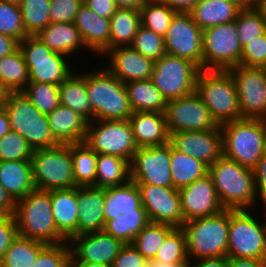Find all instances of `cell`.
Listing matches in <instances>:
<instances>
[{
  "label": "cell",
  "instance_id": "1",
  "mask_svg": "<svg viewBox=\"0 0 266 267\" xmlns=\"http://www.w3.org/2000/svg\"><path fill=\"white\" fill-rule=\"evenodd\" d=\"M18 235L45 244L68 242L57 230L51 207V191L34 189L15 202Z\"/></svg>",
  "mask_w": 266,
  "mask_h": 267
},
{
  "label": "cell",
  "instance_id": "2",
  "mask_svg": "<svg viewBox=\"0 0 266 267\" xmlns=\"http://www.w3.org/2000/svg\"><path fill=\"white\" fill-rule=\"evenodd\" d=\"M208 175L224 209H250L256 204L253 169L222 156L208 167Z\"/></svg>",
  "mask_w": 266,
  "mask_h": 267
},
{
  "label": "cell",
  "instance_id": "3",
  "mask_svg": "<svg viewBox=\"0 0 266 267\" xmlns=\"http://www.w3.org/2000/svg\"><path fill=\"white\" fill-rule=\"evenodd\" d=\"M223 156L254 169L266 152V120L242 118L220 126Z\"/></svg>",
  "mask_w": 266,
  "mask_h": 267
},
{
  "label": "cell",
  "instance_id": "4",
  "mask_svg": "<svg viewBox=\"0 0 266 267\" xmlns=\"http://www.w3.org/2000/svg\"><path fill=\"white\" fill-rule=\"evenodd\" d=\"M195 92L219 126L242 119L238 93L229 71L201 70L197 76Z\"/></svg>",
  "mask_w": 266,
  "mask_h": 267
},
{
  "label": "cell",
  "instance_id": "5",
  "mask_svg": "<svg viewBox=\"0 0 266 267\" xmlns=\"http://www.w3.org/2000/svg\"><path fill=\"white\" fill-rule=\"evenodd\" d=\"M88 98L94 120H128L133 114L124 82L106 68L85 73Z\"/></svg>",
  "mask_w": 266,
  "mask_h": 267
},
{
  "label": "cell",
  "instance_id": "6",
  "mask_svg": "<svg viewBox=\"0 0 266 267\" xmlns=\"http://www.w3.org/2000/svg\"><path fill=\"white\" fill-rule=\"evenodd\" d=\"M181 228L186 236L190 261H193V258L196 260L227 256L229 209L212 216L187 221Z\"/></svg>",
  "mask_w": 266,
  "mask_h": 267
},
{
  "label": "cell",
  "instance_id": "7",
  "mask_svg": "<svg viewBox=\"0 0 266 267\" xmlns=\"http://www.w3.org/2000/svg\"><path fill=\"white\" fill-rule=\"evenodd\" d=\"M4 108L10 129L24 137L33 150L60 144L51 132L47 114L41 113L23 92H9Z\"/></svg>",
  "mask_w": 266,
  "mask_h": 267
},
{
  "label": "cell",
  "instance_id": "8",
  "mask_svg": "<svg viewBox=\"0 0 266 267\" xmlns=\"http://www.w3.org/2000/svg\"><path fill=\"white\" fill-rule=\"evenodd\" d=\"M31 165L36 189L52 191L78 187L73 174L71 144L34 150Z\"/></svg>",
  "mask_w": 266,
  "mask_h": 267
},
{
  "label": "cell",
  "instance_id": "9",
  "mask_svg": "<svg viewBox=\"0 0 266 267\" xmlns=\"http://www.w3.org/2000/svg\"><path fill=\"white\" fill-rule=\"evenodd\" d=\"M248 210L229 209L227 257L265 260L266 223L258 222Z\"/></svg>",
  "mask_w": 266,
  "mask_h": 267
},
{
  "label": "cell",
  "instance_id": "10",
  "mask_svg": "<svg viewBox=\"0 0 266 267\" xmlns=\"http://www.w3.org/2000/svg\"><path fill=\"white\" fill-rule=\"evenodd\" d=\"M241 52L235 21L203 30L202 70L228 71L239 65Z\"/></svg>",
  "mask_w": 266,
  "mask_h": 267
},
{
  "label": "cell",
  "instance_id": "11",
  "mask_svg": "<svg viewBox=\"0 0 266 267\" xmlns=\"http://www.w3.org/2000/svg\"><path fill=\"white\" fill-rule=\"evenodd\" d=\"M97 154L114 155L131 162L138 150L128 120H93L83 141Z\"/></svg>",
  "mask_w": 266,
  "mask_h": 267
},
{
  "label": "cell",
  "instance_id": "12",
  "mask_svg": "<svg viewBox=\"0 0 266 267\" xmlns=\"http://www.w3.org/2000/svg\"><path fill=\"white\" fill-rule=\"evenodd\" d=\"M18 47L28 68L29 82L60 85L72 73L67 56L53 52L35 35L25 37Z\"/></svg>",
  "mask_w": 266,
  "mask_h": 267
},
{
  "label": "cell",
  "instance_id": "13",
  "mask_svg": "<svg viewBox=\"0 0 266 267\" xmlns=\"http://www.w3.org/2000/svg\"><path fill=\"white\" fill-rule=\"evenodd\" d=\"M201 69L193 62L165 54L154 62L152 81L166 101L195 92Z\"/></svg>",
  "mask_w": 266,
  "mask_h": 267
},
{
  "label": "cell",
  "instance_id": "14",
  "mask_svg": "<svg viewBox=\"0 0 266 267\" xmlns=\"http://www.w3.org/2000/svg\"><path fill=\"white\" fill-rule=\"evenodd\" d=\"M228 71L235 82L242 118L266 120L265 68L237 65Z\"/></svg>",
  "mask_w": 266,
  "mask_h": 267
},
{
  "label": "cell",
  "instance_id": "15",
  "mask_svg": "<svg viewBox=\"0 0 266 267\" xmlns=\"http://www.w3.org/2000/svg\"><path fill=\"white\" fill-rule=\"evenodd\" d=\"M164 115L170 134L179 131L212 130L220 127L196 92L167 101Z\"/></svg>",
  "mask_w": 266,
  "mask_h": 267
},
{
  "label": "cell",
  "instance_id": "16",
  "mask_svg": "<svg viewBox=\"0 0 266 267\" xmlns=\"http://www.w3.org/2000/svg\"><path fill=\"white\" fill-rule=\"evenodd\" d=\"M202 35L190 13H177L163 37L165 52L187 59L202 70Z\"/></svg>",
  "mask_w": 266,
  "mask_h": 267
},
{
  "label": "cell",
  "instance_id": "17",
  "mask_svg": "<svg viewBox=\"0 0 266 267\" xmlns=\"http://www.w3.org/2000/svg\"><path fill=\"white\" fill-rule=\"evenodd\" d=\"M171 145L141 147L130 162V179L136 184L173 187L170 174Z\"/></svg>",
  "mask_w": 266,
  "mask_h": 267
},
{
  "label": "cell",
  "instance_id": "18",
  "mask_svg": "<svg viewBox=\"0 0 266 267\" xmlns=\"http://www.w3.org/2000/svg\"><path fill=\"white\" fill-rule=\"evenodd\" d=\"M141 191V203L150 222L181 228L184 218L179 190L151 184H137Z\"/></svg>",
  "mask_w": 266,
  "mask_h": 267
},
{
  "label": "cell",
  "instance_id": "19",
  "mask_svg": "<svg viewBox=\"0 0 266 267\" xmlns=\"http://www.w3.org/2000/svg\"><path fill=\"white\" fill-rule=\"evenodd\" d=\"M68 244L75 264L99 263L111 267L124 243L104 231L76 235Z\"/></svg>",
  "mask_w": 266,
  "mask_h": 267
},
{
  "label": "cell",
  "instance_id": "20",
  "mask_svg": "<svg viewBox=\"0 0 266 267\" xmlns=\"http://www.w3.org/2000/svg\"><path fill=\"white\" fill-rule=\"evenodd\" d=\"M169 144L210 167L223 156L221 128L204 131H179L170 134Z\"/></svg>",
  "mask_w": 266,
  "mask_h": 267
},
{
  "label": "cell",
  "instance_id": "21",
  "mask_svg": "<svg viewBox=\"0 0 266 267\" xmlns=\"http://www.w3.org/2000/svg\"><path fill=\"white\" fill-rule=\"evenodd\" d=\"M184 223L220 213L222 207L214 183L207 174L204 178L179 189Z\"/></svg>",
  "mask_w": 266,
  "mask_h": 267
},
{
  "label": "cell",
  "instance_id": "22",
  "mask_svg": "<svg viewBox=\"0 0 266 267\" xmlns=\"http://www.w3.org/2000/svg\"><path fill=\"white\" fill-rule=\"evenodd\" d=\"M110 65L106 69L124 83L152 79L154 61L130 46L109 49Z\"/></svg>",
  "mask_w": 266,
  "mask_h": 267
},
{
  "label": "cell",
  "instance_id": "23",
  "mask_svg": "<svg viewBox=\"0 0 266 267\" xmlns=\"http://www.w3.org/2000/svg\"><path fill=\"white\" fill-rule=\"evenodd\" d=\"M105 188L77 187L78 226L77 235L103 231Z\"/></svg>",
  "mask_w": 266,
  "mask_h": 267
},
{
  "label": "cell",
  "instance_id": "24",
  "mask_svg": "<svg viewBox=\"0 0 266 267\" xmlns=\"http://www.w3.org/2000/svg\"><path fill=\"white\" fill-rule=\"evenodd\" d=\"M74 24L80 31L86 49L100 55L110 49V19L98 16L83 3Z\"/></svg>",
  "mask_w": 266,
  "mask_h": 267
},
{
  "label": "cell",
  "instance_id": "25",
  "mask_svg": "<svg viewBox=\"0 0 266 267\" xmlns=\"http://www.w3.org/2000/svg\"><path fill=\"white\" fill-rule=\"evenodd\" d=\"M128 121L138 148L163 146L169 143L170 133L164 113L133 112Z\"/></svg>",
  "mask_w": 266,
  "mask_h": 267
},
{
  "label": "cell",
  "instance_id": "26",
  "mask_svg": "<svg viewBox=\"0 0 266 267\" xmlns=\"http://www.w3.org/2000/svg\"><path fill=\"white\" fill-rule=\"evenodd\" d=\"M47 117L51 132L60 144L84 141L88 122L72 109L60 104Z\"/></svg>",
  "mask_w": 266,
  "mask_h": 267
},
{
  "label": "cell",
  "instance_id": "27",
  "mask_svg": "<svg viewBox=\"0 0 266 267\" xmlns=\"http://www.w3.org/2000/svg\"><path fill=\"white\" fill-rule=\"evenodd\" d=\"M51 207L58 232L69 241L77 235L79 218L77 187L52 190Z\"/></svg>",
  "mask_w": 266,
  "mask_h": 267
},
{
  "label": "cell",
  "instance_id": "28",
  "mask_svg": "<svg viewBox=\"0 0 266 267\" xmlns=\"http://www.w3.org/2000/svg\"><path fill=\"white\" fill-rule=\"evenodd\" d=\"M103 213L105 222L111 215L146 213L138 185L130 180L121 186L105 188Z\"/></svg>",
  "mask_w": 266,
  "mask_h": 267
},
{
  "label": "cell",
  "instance_id": "29",
  "mask_svg": "<svg viewBox=\"0 0 266 267\" xmlns=\"http://www.w3.org/2000/svg\"><path fill=\"white\" fill-rule=\"evenodd\" d=\"M0 184L15 202L32 192L31 160L0 161Z\"/></svg>",
  "mask_w": 266,
  "mask_h": 267
},
{
  "label": "cell",
  "instance_id": "30",
  "mask_svg": "<svg viewBox=\"0 0 266 267\" xmlns=\"http://www.w3.org/2000/svg\"><path fill=\"white\" fill-rule=\"evenodd\" d=\"M35 36L53 52L65 56L75 54L82 46L86 47L74 23H50Z\"/></svg>",
  "mask_w": 266,
  "mask_h": 267
},
{
  "label": "cell",
  "instance_id": "31",
  "mask_svg": "<svg viewBox=\"0 0 266 267\" xmlns=\"http://www.w3.org/2000/svg\"><path fill=\"white\" fill-rule=\"evenodd\" d=\"M242 9L231 0H201L190 14L202 29L234 22Z\"/></svg>",
  "mask_w": 266,
  "mask_h": 267
},
{
  "label": "cell",
  "instance_id": "32",
  "mask_svg": "<svg viewBox=\"0 0 266 267\" xmlns=\"http://www.w3.org/2000/svg\"><path fill=\"white\" fill-rule=\"evenodd\" d=\"M60 104L81 115L88 123L94 120V111L88 98L85 73L73 72L59 85Z\"/></svg>",
  "mask_w": 266,
  "mask_h": 267
},
{
  "label": "cell",
  "instance_id": "33",
  "mask_svg": "<svg viewBox=\"0 0 266 267\" xmlns=\"http://www.w3.org/2000/svg\"><path fill=\"white\" fill-rule=\"evenodd\" d=\"M124 84L133 112L164 113L167 101L151 79L135 80Z\"/></svg>",
  "mask_w": 266,
  "mask_h": 267
},
{
  "label": "cell",
  "instance_id": "34",
  "mask_svg": "<svg viewBox=\"0 0 266 267\" xmlns=\"http://www.w3.org/2000/svg\"><path fill=\"white\" fill-rule=\"evenodd\" d=\"M170 174L173 187L181 189L208 174V166L171 146Z\"/></svg>",
  "mask_w": 266,
  "mask_h": 267
},
{
  "label": "cell",
  "instance_id": "35",
  "mask_svg": "<svg viewBox=\"0 0 266 267\" xmlns=\"http://www.w3.org/2000/svg\"><path fill=\"white\" fill-rule=\"evenodd\" d=\"M130 180L128 160L114 155L97 154L95 187L121 186Z\"/></svg>",
  "mask_w": 266,
  "mask_h": 267
},
{
  "label": "cell",
  "instance_id": "36",
  "mask_svg": "<svg viewBox=\"0 0 266 267\" xmlns=\"http://www.w3.org/2000/svg\"><path fill=\"white\" fill-rule=\"evenodd\" d=\"M140 25V10L118 8L110 18V49L130 46Z\"/></svg>",
  "mask_w": 266,
  "mask_h": 267
},
{
  "label": "cell",
  "instance_id": "37",
  "mask_svg": "<svg viewBox=\"0 0 266 267\" xmlns=\"http://www.w3.org/2000/svg\"><path fill=\"white\" fill-rule=\"evenodd\" d=\"M0 82L9 92H22L29 83L28 68L19 47L0 59Z\"/></svg>",
  "mask_w": 266,
  "mask_h": 267
},
{
  "label": "cell",
  "instance_id": "38",
  "mask_svg": "<svg viewBox=\"0 0 266 267\" xmlns=\"http://www.w3.org/2000/svg\"><path fill=\"white\" fill-rule=\"evenodd\" d=\"M73 174L77 186H94L97 153L84 142L71 144Z\"/></svg>",
  "mask_w": 266,
  "mask_h": 267
},
{
  "label": "cell",
  "instance_id": "39",
  "mask_svg": "<svg viewBox=\"0 0 266 267\" xmlns=\"http://www.w3.org/2000/svg\"><path fill=\"white\" fill-rule=\"evenodd\" d=\"M47 244L17 236L0 262V267H32L39 252Z\"/></svg>",
  "mask_w": 266,
  "mask_h": 267
},
{
  "label": "cell",
  "instance_id": "40",
  "mask_svg": "<svg viewBox=\"0 0 266 267\" xmlns=\"http://www.w3.org/2000/svg\"><path fill=\"white\" fill-rule=\"evenodd\" d=\"M146 213L111 215L103 231L124 244L132 243L136 235L149 223Z\"/></svg>",
  "mask_w": 266,
  "mask_h": 267
},
{
  "label": "cell",
  "instance_id": "41",
  "mask_svg": "<svg viewBox=\"0 0 266 267\" xmlns=\"http://www.w3.org/2000/svg\"><path fill=\"white\" fill-rule=\"evenodd\" d=\"M174 227L166 224L149 222L132 242L133 246L147 261L155 259L160 246Z\"/></svg>",
  "mask_w": 266,
  "mask_h": 267
},
{
  "label": "cell",
  "instance_id": "42",
  "mask_svg": "<svg viewBox=\"0 0 266 267\" xmlns=\"http://www.w3.org/2000/svg\"><path fill=\"white\" fill-rule=\"evenodd\" d=\"M176 14L177 12L170 9L161 0H149L140 9V22L143 27L164 37Z\"/></svg>",
  "mask_w": 266,
  "mask_h": 267
},
{
  "label": "cell",
  "instance_id": "43",
  "mask_svg": "<svg viewBox=\"0 0 266 267\" xmlns=\"http://www.w3.org/2000/svg\"><path fill=\"white\" fill-rule=\"evenodd\" d=\"M18 6L28 35H36L50 24V0H21Z\"/></svg>",
  "mask_w": 266,
  "mask_h": 267
},
{
  "label": "cell",
  "instance_id": "44",
  "mask_svg": "<svg viewBox=\"0 0 266 267\" xmlns=\"http://www.w3.org/2000/svg\"><path fill=\"white\" fill-rule=\"evenodd\" d=\"M152 261L169 262L185 267L189 262L186 236L182 228H174L165 238Z\"/></svg>",
  "mask_w": 266,
  "mask_h": 267
},
{
  "label": "cell",
  "instance_id": "45",
  "mask_svg": "<svg viewBox=\"0 0 266 267\" xmlns=\"http://www.w3.org/2000/svg\"><path fill=\"white\" fill-rule=\"evenodd\" d=\"M22 92L41 113L49 114L60 105L59 85L29 82Z\"/></svg>",
  "mask_w": 266,
  "mask_h": 267
},
{
  "label": "cell",
  "instance_id": "46",
  "mask_svg": "<svg viewBox=\"0 0 266 267\" xmlns=\"http://www.w3.org/2000/svg\"><path fill=\"white\" fill-rule=\"evenodd\" d=\"M235 23L242 48L266 32V19L256 9H242Z\"/></svg>",
  "mask_w": 266,
  "mask_h": 267
},
{
  "label": "cell",
  "instance_id": "47",
  "mask_svg": "<svg viewBox=\"0 0 266 267\" xmlns=\"http://www.w3.org/2000/svg\"><path fill=\"white\" fill-rule=\"evenodd\" d=\"M130 47L154 62L166 54L164 38L142 25L138 27Z\"/></svg>",
  "mask_w": 266,
  "mask_h": 267
},
{
  "label": "cell",
  "instance_id": "48",
  "mask_svg": "<svg viewBox=\"0 0 266 267\" xmlns=\"http://www.w3.org/2000/svg\"><path fill=\"white\" fill-rule=\"evenodd\" d=\"M0 33L18 43L28 36L18 5L0 1Z\"/></svg>",
  "mask_w": 266,
  "mask_h": 267
},
{
  "label": "cell",
  "instance_id": "49",
  "mask_svg": "<svg viewBox=\"0 0 266 267\" xmlns=\"http://www.w3.org/2000/svg\"><path fill=\"white\" fill-rule=\"evenodd\" d=\"M33 151L16 131L10 130L0 138V161L31 160Z\"/></svg>",
  "mask_w": 266,
  "mask_h": 267
},
{
  "label": "cell",
  "instance_id": "50",
  "mask_svg": "<svg viewBox=\"0 0 266 267\" xmlns=\"http://www.w3.org/2000/svg\"><path fill=\"white\" fill-rule=\"evenodd\" d=\"M71 252L68 242L47 244L38 254L32 267H70Z\"/></svg>",
  "mask_w": 266,
  "mask_h": 267
},
{
  "label": "cell",
  "instance_id": "51",
  "mask_svg": "<svg viewBox=\"0 0 266 267\" xmlns=\"http://www.w3.org/2000/svg\"><path fill=\"white\" fill-rule=\"evenodd\" d=\"M239 65L266 68V32L242 48Z\"/></svg>",
  "mask_w": 266,
  "mask_h": 267
},
{
  "label": "cell",
  "instance_id": "52",
  "mask_svg": "<svg viewBox=\"0 0 266 267\" xmlns=\"http://www.w3.org/2000/svg\"><path fill=\"white\" fill-rule=\"evenodd\" d=\"M84 0H50V23H74Z\"/></svg>",
  "mask_w": 266,
  "mask_h": 267
},
{
  "label": "cell",
  "instance_id": "53",
  "mask_svg": "<svg viewBox=\"0 0 266 267\" xmlns=\"http://www.w3.org/2000/svg\"><path fill=\"white\" fill-rule=\"evenodd\" d=\"M147 263L133 244L127 243L121 247L111 267H147Z\"/></svg>",
  "mask_w": 266,
  "mask_h": 267
},
{
  "label": "cell",
  "instance_id": "54",
  "mask_svg": "<svg viewBox=\"0 0 266 267\" xmlns=\"http://www.w3.org/2000/svg\"><path fill=\"white\" fill-rule=\"evenodd\" d=\"M17 236V225L14 216H0V262Z\"/></svg>",
  "mask_w": 266,
  "mask_h": 267
},
{
  "label": "cell",
  "instance_id": "55",
  "mask_svg": "<svg viewBox=\"0 0 266 267\" xmlns=\"http://www.w3.org/2000/svg\"><path fill=\"white\" fill-rule=\"evenodd\" d=\"M253 170L257 197L261 198V202L266 207V152Z\"/></svg>",
  "mask_w": 266,
  "mask_h": 267
},
{
  "label": "cell",
  "instance_id": "56",
  "mask_svg": "<svg viewBox=\"0 0 266 267\" xmlns=\"http://www.w3.org/2000/svg\"><path fill=\"white\" fill-rule=\"evenodd\" d=\"M84 4L98 16L110 19L118 9L113 0H84Z\"/></svg>",
  "mask_w": 266,
  "mask_h": 267
},
{
  "label": "cell",
  "instance_id": "57",
  "mask_svg": "<svg viewBox=\"0 0 266 267\" xmlns=\"http://www.w3.org/2000/svg\"><path fill=\"white\" fill-rule=\"evenodd\" d=\"M196 260L197 262H194V263L189 260V262L187 263L185 267H228L227 256L200 258Z\"/></svg>",
  "mask_w": 266,
  "mask_h": 267
},
{
  "label": "cell",
  "instance_id": "58",
  "mask_svg": "<svg viewBox=\"0 0 266 267\" xmlns=\"http://www.w3.org/2000/svg\"><path fill=\"white\" fill-rule=\"evenodd\" d=\"M15 211V201L0 184V216H12Z\"/></svg>",
  "mask_w": 266,
  "mask_h": 267
},
{
  "label": "cell",
  "instance_id": "59",
  "mask_svg": "<svg viewBox=\"0 0 266 267\" xmlns=\"http://www.w3.org/2000/svg\"><path fill=\"white\" fill-rule=\"evenodd\" d=\"M170 9L177 13H190L193 7L201 0H161Z\"/></svg>",
  "mask_w": 266,
  "mask_h": 267
},
{
  "label": "cell",
  "instance_id": "60",
  "mask_svg": "<svg viewBox=\"0 0 266 267\" xmlns=\"http://www.w3.org/2000/svg\"><path fill=\"white\" fill-rule=\"evenodd\" d=\"M228 267H266V259L228 257Z\"/></svg>",
  "mask_w": 266,
  "mask_h": 267
},
{
  "label": "cell",
  "instance_id": "61",
  "mask_svg": "<svg viewBox=\"0 0 266 267\" xmlns=\"http://www.w3.org/2000/svg\"><path fill=\"white\" fill-rule=\"evenodd\" d=\"M18 48V42L13 38L0 33V59L14 52Z\"/></svg>",
  "mask_w": 266,
  "mask_h": 267
},
{
  "label": "cell",
  "instance_id": "62",
  "mask_svg": "<svg viewBox=\"0 0 266 267\" xmlns=\"http://www.w3.org/2000/svg\"><path fill=\"white\" fill-rule=\"evenodd\" d=\"M118 8H133L140 10L149 0H113Z\"/></svg>",
  "mask_w": 266,
  "mask_h": 267
},
{
  "label": "cell",
  "instance_id": "63",
  "mask_svg": "<svg viewBox=\"0 0 266 267\" xmlns=\"http://www.w3.org/2000/svg\"><path fill=\"white\" fill-rule=\"evenodd\" d=\"M10 123L5 108H0V138L10 131Z\"/></svg>",
  "mask_w": 266,
  "mask_h": 267
},
{
  "label": "cell",
  "instance_id": "64",
  "mask_svg": "<svg viewBox=\"0 0 266 267\" xmlns=\"http://www.w3.org/2000/svg\"><path fill=\"white\" fill-rule=\"evenodd\" d=\"M241 9H255L260 0H231Z\"/></svg>",
  "mask_w": 266,
  "mask_h": 267
},
{
  "label": "cell",
  "instance_id": "65",
  "mask_svg": "<svg viewBox=\"0 0 266 267\" xmlns=\"http://www.w3.org/2000/svg\"><path fill=\"white\" fill-rule=\"evenodd\" d=\"M147 267H181L179 264L160 262V261H148Z\"/></svg>",
  "mask_w": 266,
  "mask_h": 267
},
{
  "label": "cell",
  "instance_id": "66",
  "mask_svg": "<svg viewBox=\"0 0 266 267\" xmlns=\"http://www.w3.org/2000/svg\"><path fill=\"white\" fill-rule=\"evenodd\" d=\"M8 93L9 91L0 82V108L4 107V105L6 104V98Z\"/></svg>",
  "mask_w": 266,
  "mask_h": 267
},
{
  "label": "cell",
  "instance_id": "67",
  "mask_svg": "<svg viewBox=\"0 0 266 267\" xmlns=\"http://www.w3.org/2000/svg\"><path fill=\"white\" fill-rule=\"evenodd\" d=\"M70 267H109L99 263H87V264H75L72 260L70 261Z\"/></svg>",
  "mask_w": 266,
  "mask_h": 267
},
{
  "label": "cell",
  "instance_id": "68",
  "mask_svg": "<svg viewBox=\"0 0 266 267\" xmlns=\"http://www.w3.org/2000/svg\"><path fill=\"white\" fill-rule=\"evenodd\" d=\"M255 9L266 19V0H260Z\"/></svg>",
  "mask_w": 266,
  "mask_h": 267
},
{
  "label": "cell",
  "instance_id": "69",
  "mask_svg": "<svg viewBox=\"0 0 266 267\" xmlns=\"http://www.w3.org/2000/svg\"><path fill=\"white\" fill-rule=\"evenodd\" d=\"M0 1L18 5L21 0H0Z\"/></svg>",
  "mask_w": 266,
  "mask_h": 267
}]
</instances>
